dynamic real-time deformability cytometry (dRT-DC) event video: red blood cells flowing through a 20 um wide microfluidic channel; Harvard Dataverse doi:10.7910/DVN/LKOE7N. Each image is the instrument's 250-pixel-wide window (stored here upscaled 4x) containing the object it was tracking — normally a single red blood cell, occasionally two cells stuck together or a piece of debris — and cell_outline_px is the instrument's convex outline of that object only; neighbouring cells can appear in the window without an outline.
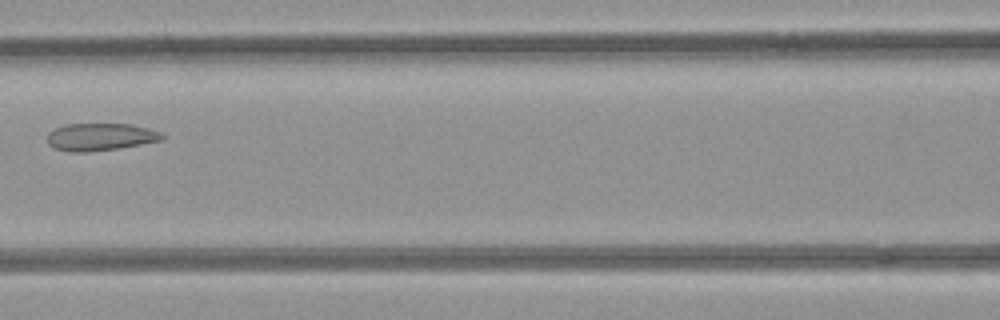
{"species": "common noctule bat (a hibernating species)", "species_latin": "Nyctalus noctula", "temperature_condition": "room temperature", "stored_images_in_passage": 6, "camera_frame_rate_fps": 3000, "um_per_image_px": 0.085, "animal": {"sex": "female", "body_mass_g": 21.9}, "frame": {"image": 1, "passage_image": 6, "time_ms": 1.667, "image_size_px": [1000, 320], "cell_outline_px": [[164, 140], [120, 148], [88, 152], [72, 152], [56, 148], [48, 144], [48, 132], [64, 124], [132, 124], [148, 128], [160, 132], [164, 136]], "centroid_in_image_um": [8.55, 11.63], "position_along_channel_um": 158.0, "area_um2": 18.38}}